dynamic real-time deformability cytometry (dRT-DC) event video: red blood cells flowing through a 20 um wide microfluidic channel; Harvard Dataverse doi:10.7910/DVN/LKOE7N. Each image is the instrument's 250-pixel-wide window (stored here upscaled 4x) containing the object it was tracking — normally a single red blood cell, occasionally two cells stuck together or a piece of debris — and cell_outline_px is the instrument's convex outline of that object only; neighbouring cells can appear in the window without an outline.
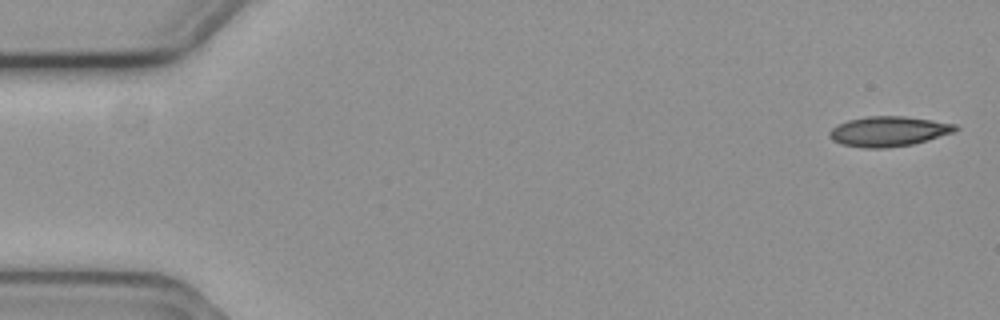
{"species": "common noctule bat (a hibernating species)", "species_latin": "Nyctalus noctula", "temperature_condition": "cold", "stored_images_in_passage": 10, "camera_frame_rate_fps": 3000, "um_per_image_px": 0.085, "animal": {"sex": "female", "body_mass_g": 19.3, "forearm_length_mm": 54.1}, "frame": {"image": 1, "passage_image": 1, "time_ms": 0.0, "image_size_px": [1000, 320], "cell_outline_px": [[960, 128], [956, 132], [928, 140], [912, 144], [888, 148], [864, 148], [840, 144], [832, 140], [828, 136], [828, 132], [836, 124], [848, 120], [868, 116], [904, 116], [932, 120], [956, 124]], "centroid_in_image_um": [75.52, 11.17], "position_along_channel_um": 9.5, "area_um2": 22.31}}
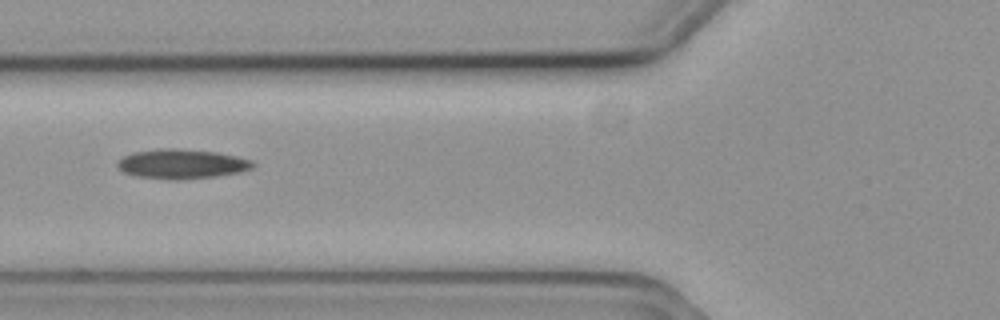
{"frame": {"image": 2, "passage_image": 6, "time_ms": 1.667, "image_size_px": [1000, 320], "cell_outline_px": [[256, 164], [252, 168], [240, 172], [220, 176], [180, 180], [172, 180], [136, 176], [124, 172], [116, 164], [124, 156], [132, 152], [160, 148], [176, 148], [216, 152], [236, 156], [252, 160]], "centroid_in_image_um": [15.48, 13.94], "position_along_channel_um": 110.3, "area_um2": 23.47}}
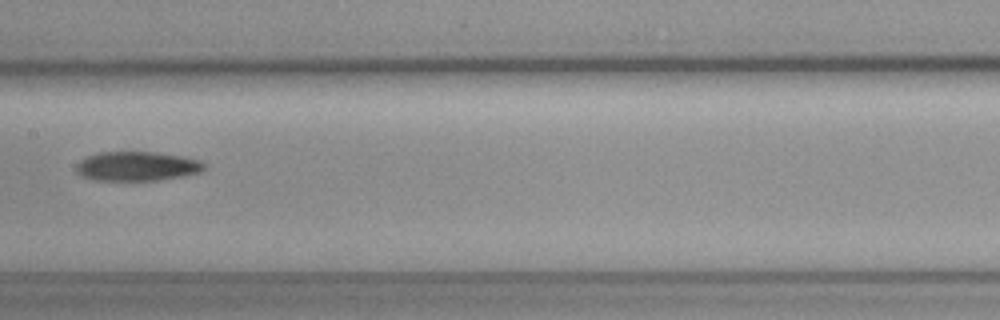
{"frame": {"image": 3, "passage_image": 8, "time_ms": 2.333, "image_size_px": [1000, 320], "cell_outline_px": [[204, 168], [200, 172], [180, 176], [156, 180], [92, 180], [80, 176], [76, 172], [76, 164], [80, 160], [96, 152], [160, 152], [184, 156], [200, 160], [204, 164]], "centroid_in_image_um": [11.6, 14.12], "position_along_channel_um": 195.8, "area_um2": 21.96}}